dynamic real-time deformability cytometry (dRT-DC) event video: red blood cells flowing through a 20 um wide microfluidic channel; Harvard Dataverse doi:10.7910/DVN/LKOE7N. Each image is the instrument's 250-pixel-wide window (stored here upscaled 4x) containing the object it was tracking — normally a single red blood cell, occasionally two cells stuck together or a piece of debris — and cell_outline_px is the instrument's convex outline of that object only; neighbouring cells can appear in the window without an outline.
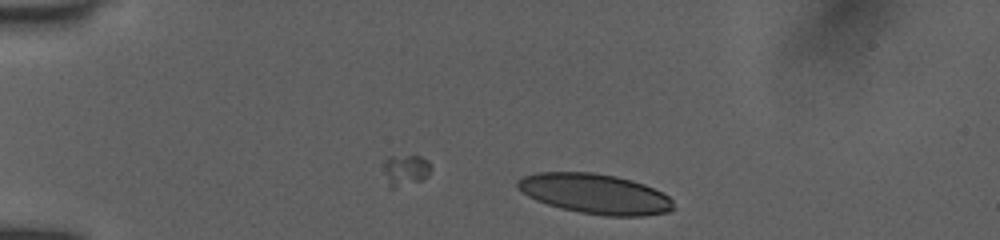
{"species": "human", "species_latin": "Homo sapiens", "temperature_condition": "room temperature", "stored_images_in_passage": 24, "camera_frame_rate_fps": 3000, "um_per_image_px": 0.085, "donor": {"sex": "female"}, "frame": {"image": 1, "passage_image": 1, "time_ms": 0.0, "image_size_px": [1000, 240], "cell_outline_px": [[676, 208], [668, 212], [644, 216], [604, 216], [580, 212], [560, 208], [536, 200], [528, 196], [516, 188], [516, 180], [524, 176], [536, 172], [592, 172], [616, 176], [632, 180], [644, 184], [668, 196], [672, 200]], "centroid_in_image_um": [50.57, 16.47], "position_along_channel_um": 34.4, "area_um2": 36.53}}
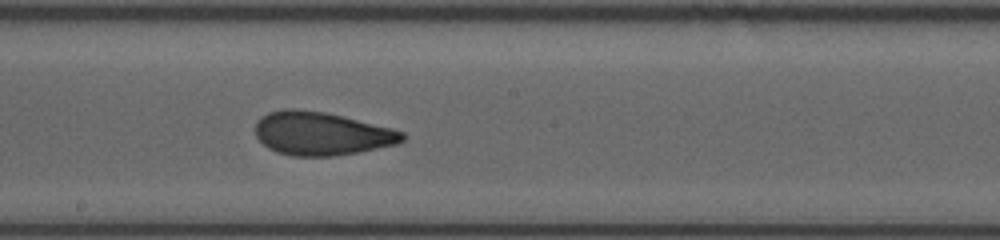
{"frame": {"image": 2, "passage_image": 10, "time_ms": 6.333, "image_size_px": [1000, 240], "cell_outline_px": [[404, 140], [396, 144], [336, 156], [292, 156], [276, 152], [268, 148], [256, 136], [256, 120], [260, 116], [268, 112], [288, 108], [292, 108], [324, 112], [392, 128], [404, 132]], "centroid_in_image_um": [27.28, 11.35], "position_along_channel_um": 220.9, "area_um2": 36.93}}
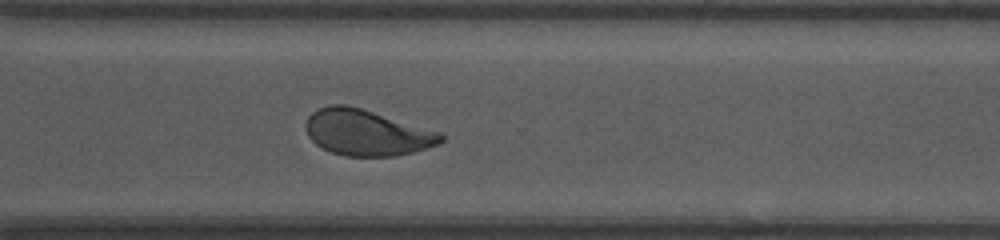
{"frame": {"image": 3, "passage_image": 18, "time_ms": 9.333, "image_size_px": [1000, 240], "cell_outline_px": [[444, 140], [440, 144], [428, 148], [396, 156], [344, 156], [332, 152], [316, 144], [308, 136], [304, 128], [308, 116], [312, 112], [328, 104], [348, 104], [440, 132], [444, 136]], "centroid_in_image_um": [31.16, 11.27], "position_along_channel_um": 339.4, "area_um2": 36.24}, "authors_computed_cell_mechanics": {"area_um2": 36.2406, "velocity_mm_per_s": 3.9637, "shape_relaxation_time_tau1_ms": 3.5798, "shape_relaxation_time_tau2_ms": 0.7899, "deformation_change_tau1": 0.1454, "deformation_change_tau2": 0.073}}